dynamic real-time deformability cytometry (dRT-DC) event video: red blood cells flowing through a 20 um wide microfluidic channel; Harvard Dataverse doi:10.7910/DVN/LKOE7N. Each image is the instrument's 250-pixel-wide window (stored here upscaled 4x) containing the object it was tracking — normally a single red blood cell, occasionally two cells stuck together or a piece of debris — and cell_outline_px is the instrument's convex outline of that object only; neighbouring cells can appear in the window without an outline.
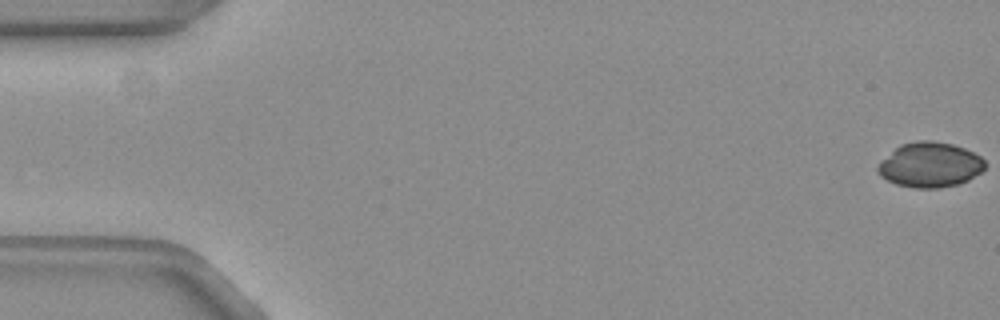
{"species": "common noctule bat (a hibernating species)", "species_latin": "Nyctalus noctula", "temperature_condition": "warm", "stored_images_in_passage": 9, "camera_frame_rate_fps": 3000, "um_per_image_px": 0.085, "animal": {"sex": "female", "body_mass_g": 19.3, "forearm_length_mm": 54.1}, "frame": {"image": 1, "passage_image": 1, "time_ms": 0.0, "image_size_px": [1000, 320], "cell_outline_px": [[984, 168], [980, 172], [968, 180], [956, 184], [936, 188], [916, 188], [896, 184], [880, 176], [876, 168], [900, 144], [920, 140], [928, 140], [952, 144], [964, 148], [980, 156], [984, 160]], "centroid_in_image_um": [79.05, 14.01], "position_along_channel_um": 5.9, "area_um2": 27.57}}